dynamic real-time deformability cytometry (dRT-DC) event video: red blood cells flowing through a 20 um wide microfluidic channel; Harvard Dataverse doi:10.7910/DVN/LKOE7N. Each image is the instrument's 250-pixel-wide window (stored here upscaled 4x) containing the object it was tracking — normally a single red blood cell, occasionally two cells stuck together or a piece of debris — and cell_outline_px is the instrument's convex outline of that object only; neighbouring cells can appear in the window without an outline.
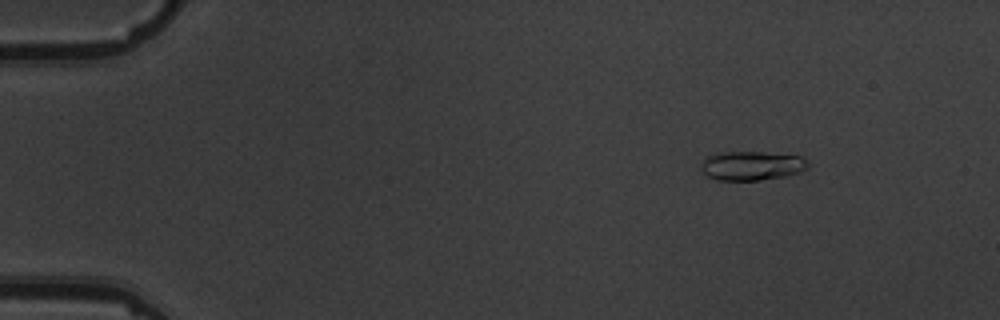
{"species": "common noctule bat (a hibernating species)", "species_latin": "Nyctalus noctula", "temperature_condition": "warm", "stored_images_in_passage": 5, "camera_frame_rate_fps": 3000, "um_per_image_px": 0.085, "animal": {"sex": "male", "body_mass_g": 19.5, "forearm_length_mm": 54.6}, "frame": {"image": 1, "passage_image": 3, "time_ms": 2.333, "image_size_px": [1000, 320], "cell_outline_px": [[808, 168], [800, 172], [784, 176], [760, 180], [716, 180], [708, 176], [700, 168], [700, 164], [708, 156], [720, 152], [764, 152], [800, 156], [808, 160]], "centroid_in_image_um": [63.9, 14.08], "position_along_channel_um": 21.1, "area_um2": 18.15}}